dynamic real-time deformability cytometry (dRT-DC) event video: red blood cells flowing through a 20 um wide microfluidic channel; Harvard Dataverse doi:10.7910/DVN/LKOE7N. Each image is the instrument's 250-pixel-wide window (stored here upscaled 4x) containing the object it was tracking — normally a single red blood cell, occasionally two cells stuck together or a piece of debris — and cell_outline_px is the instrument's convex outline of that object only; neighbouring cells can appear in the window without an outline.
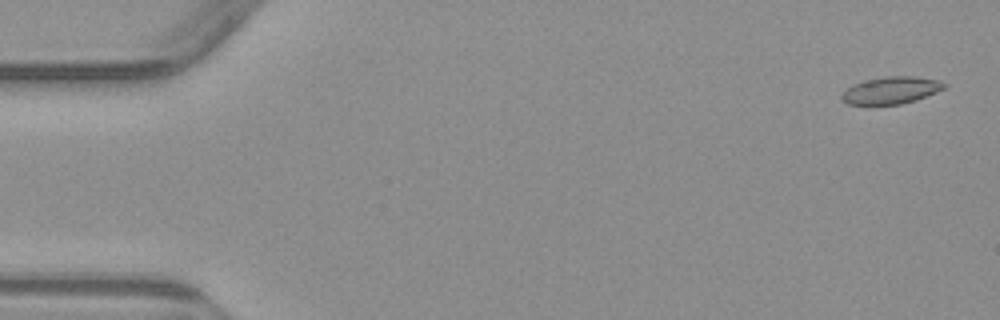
{"species": "common noctule bat (a hibernating species)", "species_latin": "Nyctalus noctula", "temperature_condition": "warm", "stored_images_in_passage": 5, "camera_frame_rate_fps": 3000, "um_per_image_px": 0.085, "animal": {"sex": "male", "body_mass_g": 23.1, "forearm_length_mm": 52.7}, "frame": {"image": 1, "passage_image": 1, "time_ms": 0.0, "image_size_px": [1000, 320], "cell_outline_px": [[948, 84], [944, 88], [936, 92], [916, 100], [900, 104], [848, 104], [840, 100], [840, 96], [852, 84], [864, 80], [884, 76], [912, 76], [940, 80]], "centroid_in_image_um": [75.74, 7.66], "position_along_channel_um": 9.3, "area_um2": 16.24}}
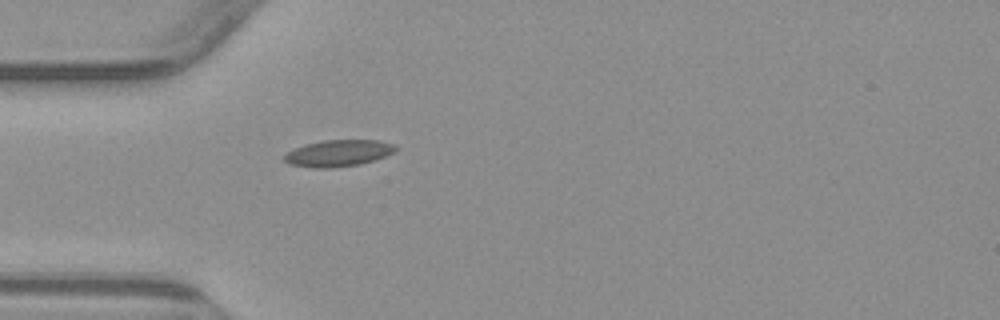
{"frame": {"image": 2, "passage_image": 5, "time_ms": 4.667, "image_size_px": [1000, 320], "cell_outline_px": [[400, 148], [396, 152], [376, 160], [360, 164], [332, 168], [312, 168], [288, 164], [284, 160], [284, 156], [288, 152], [304, 144], [324, 140], [380, 140], [396, 144]], "centroid_in_image_um": [28.83, 13.02], "position_along_channel_um": 56.2, "area_um2": 17.57}}